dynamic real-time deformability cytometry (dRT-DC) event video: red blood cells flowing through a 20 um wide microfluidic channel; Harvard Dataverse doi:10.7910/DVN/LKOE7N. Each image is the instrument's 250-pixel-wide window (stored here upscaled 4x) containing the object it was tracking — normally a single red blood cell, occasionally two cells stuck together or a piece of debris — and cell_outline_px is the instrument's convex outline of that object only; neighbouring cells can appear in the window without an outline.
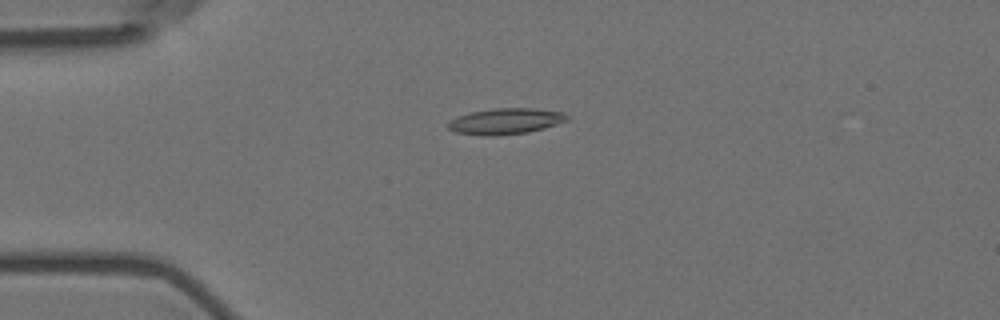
{"species": "Egyptian fruit bat (a non-hibernating species)", "species_latin": "Rousettus aegyptiacus", "temperature_condition": "room temperature", "stored_images_in_passage": 5, "camera_frame_rate_fps": 3000, "um_per_image_px": 0.085, "animal": {"sex": "female"}, "frame": {"image": 1, "passage_image": 4, "time_ms": 3.333, "image_size_px": [1000, 320], "cell_outline_px": [[568, 120], [544, 128], [528, 132], [496, 136], [484, 136], [456, 132], [448, 128], [448, 124], [452, 120], [460, 116], [472, 112], [496, 108], [532, 108], [564, 112], [568, 116]], "centroid_in_image_um": [43.01, 10.31], "position_along_channel_um": 42.0, "area_um2": 17.8}}